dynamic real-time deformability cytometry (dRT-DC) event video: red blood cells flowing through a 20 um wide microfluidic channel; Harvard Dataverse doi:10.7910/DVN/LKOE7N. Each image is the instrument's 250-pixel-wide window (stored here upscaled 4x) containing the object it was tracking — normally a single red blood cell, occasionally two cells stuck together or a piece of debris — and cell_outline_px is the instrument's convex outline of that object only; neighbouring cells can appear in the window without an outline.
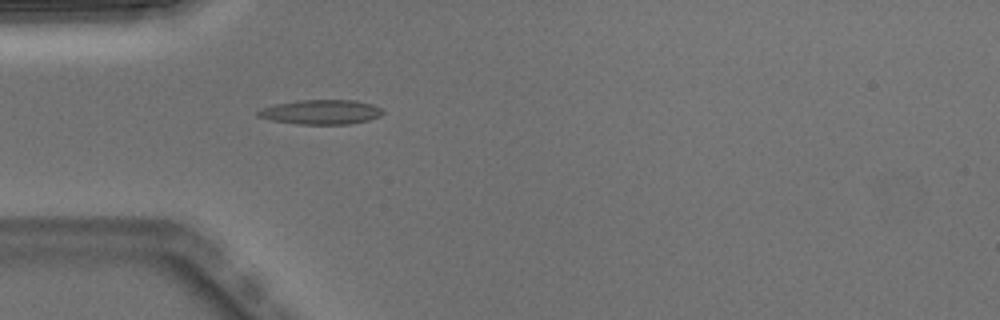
{"species": "Egyptian fruit bat (a non-hibernating species)", "species_latin": "Rousettus aegyptiacus", "temperature_condition": "warm", "stored_images_in_passage": 3, "camera_frame_rate_fps": 3000, "um_per_image_px": 0.085, "animal": {"sex": "male"}, "frame": {"image": 1, "passage_image": 3, "time_ms": 0.667, "image_size_px": [1000, 320], "cell_outline_px": [[384, 112], [380, 116], [368, 120], [348, 124], [296, 124], [272, 120], [256, 116], [256, 112], [260, 108], [276, 104], [296, 100], [356, 100], [372, 104], [380, 108]], "centroid_in_image_um": [27.26, 9.52], "position_along_channel_um": 57.7, "area_um2": 17.92}}